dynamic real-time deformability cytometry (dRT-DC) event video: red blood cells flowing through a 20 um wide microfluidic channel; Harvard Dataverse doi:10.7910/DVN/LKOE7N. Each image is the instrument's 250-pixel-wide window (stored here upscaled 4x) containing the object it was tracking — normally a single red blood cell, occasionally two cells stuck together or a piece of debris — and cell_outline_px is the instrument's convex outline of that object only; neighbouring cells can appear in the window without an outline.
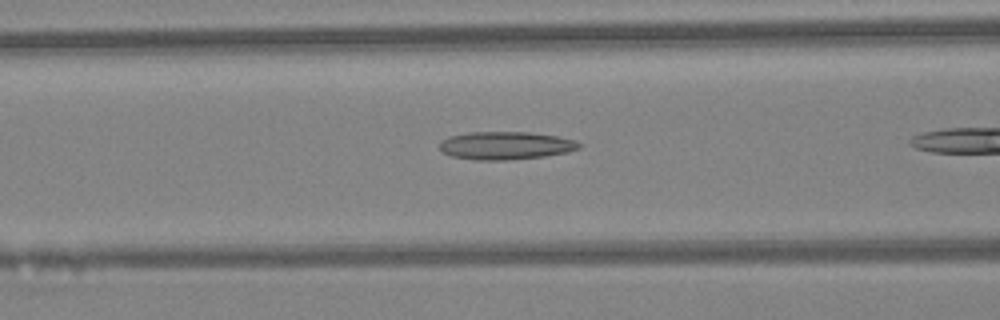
{"species": "Egyptian fruit bat (a non-hibernating species)", "species_latin": "Rousettus aegyptiacus", "temperature_condition": "warm", "stored_images_in_passage": 33, "camera_frame_rate_fps": 3000, "um_per_image_px": 0.085, "animal": {"sex": "female"}, "frame": {"image": 1, "passage_image": 15, "time_ms": 4.667, "image_size_px": [1000, 320], "cell_outline_px": [[584, 144], [580, 148], [568, 152], [544, 156], [508, 160], [476, 160], [452, 156], [444, 152], [440, 148], [440, 140], [448, 136], [468, 132], [528, 132], [556, 136], [576, 140]], "centroid_in_image_um": [43.0, 12.37], "position_along_channel_um": 123.6, "area_um2": 22.83}}
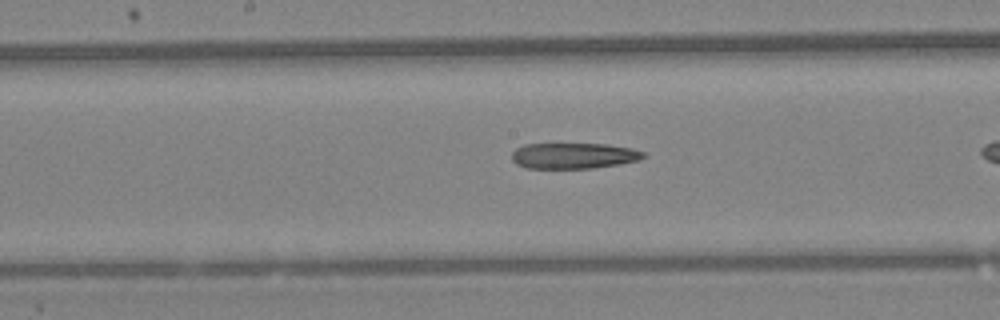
{"frame": {"image": 2, "passage_image": 20, "time_ms": 6.333, "image_size_px": [1000, 320], "cell_outline_px": [[644, 156], [640, 160], [620, 164], [592, 168], [524, 168], [516, 164], [512, 160], [512, 152], [516, 148], [524, 144], [604, 144], [632, 148], [644, 152]], "centroid_in_image_um": [48.74, 13.24], "position_along_channel_um": 199.5, "area_um2": 19.83}}
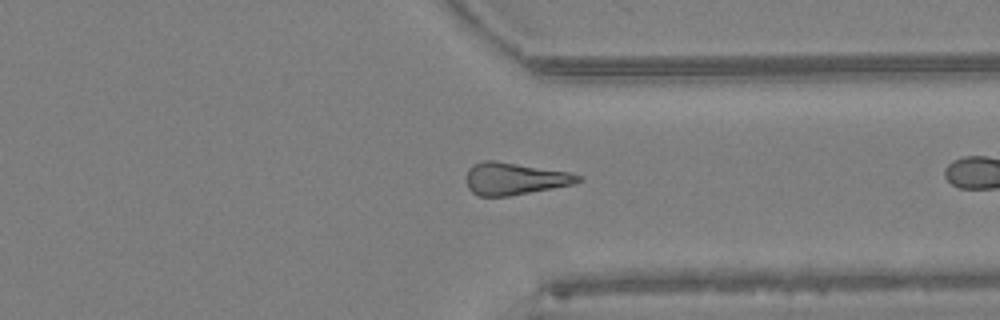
{"frame": {"image": 3, "passage_image": 31, "time_ms": 10.0, "image_size_px": [1000, 320], "cell_outline_px": [[584, 180], [572, 184], [552, 188], [508, 196], [480, 196], [472, 192], [468, 188], [464, 180], [468, 168], [472, 164], [484, 160], [496, 160], [572, 172], [584, 176]], "centroid_in_image_um": [43.73, 15.17], "position_along_channel_um": 367.7, "area_um2": 21.39}}